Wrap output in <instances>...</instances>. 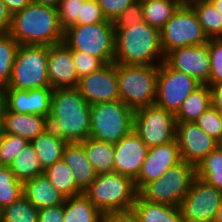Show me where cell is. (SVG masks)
Here are the masks:
<instances>
[{
	"label": "cell",
	"instance_id": "6da1fadb",
	"mask_svg": "<svg viewBox=\"0 0 222 222\" xmlns=\"http://www.w3.org/2000/svg\"><path fill=\"white\" fill-rule=\"evenodd\" d=\"M44 133L66 142L90 136V104L76 88L53 89L50 114L44 116Z\"/></svg>",
	"mask_w": 222,
	"mask_h": 222
},
{
	"label": "cell",
	"instance_id": "7a4b0ae2",
	"mask_svg": "<svg viewBox=\"0 0 222 222\" xmlns=\"http://www.w3.org/2000/svg\"><path fill=\"white\" fill-rule=\"evenodd\" d=\"M20 45H55L63 42L64 30L56 8L30 2L11 17L8 32Z\"/></svg>",
	"mask_w": 222,
	"mask_h": 222
},
{
	"label": "cell",
	"instance_id": "3957f363",
	"mask_svg": "<svg viewBox=\"0 0 222 222\" xmlns=\"http://www.w3.org/2000/svg\"><path fill=\"white\" fill-rule=\"evenodd\" d=\"M115 29L114 63L124 65H160L165 56L160 31L145 21Z\"/></svg>",
	"mask_w": 222,
	"mask_h": 222
},
{
	"label": "cell",
	"instance_id": "277c9868",
	"mask_svg": "<svg viewBox=\"0 0 222 222\" xmlns=\"http://www.w3.org/2000/svg\"><path fill=\"white\" fill-rule=\"evenodd\" d=\"M137 193L134 181L116 172L97 175L84 191L103 214L132 210Z\"/></svg>",
	"mask_w": 222,
	"mask_h": 222
},
{
	"label": "cell",
	"instance_id": "5b68a950",
	"mask_svg": "<svg viewBox=\"0 0 222 222\" xmlns=\"http://www.w3.org/2000/svg\"><path fill=\"white\" fill-rule=\"evenodd\" d=\"M120 100L132 110L155 104L158 66L117 64Z\"/></svg>",
	"mask_w": 222,
	"mask_h": 222
},
{
	"label": "cell",
	"instance_id": "8992f818",
	"mask_svg": "<svg viewBox=\"0 0 222 222\" xmlns=\"http://www.w3.org/2000/svg\"><path fill=\"white\" fill-rule=\"evenodd\" d=\"M63 42L71 49L99 58L104 64L114 63L115 29L112 21L72 25L64 30Z\"/></svg>",
	"mask_w": 222,
	"mask_h": 222
},
{
	"label": "cell",
	"instance_id": "52a82bcc",
	"mask_svg": "<svg viewBox=\"0 0 222 222\" xmlns=\"http://www.w3.org/2000/svg\"><path fill=\"white\" fill-rule=\"evenodd\" d=\"M134 110L121 100L90 105V136L117 143L133 130Z\"/></svg>",
	"mask_w": 222,
	"mask_h": 222
},
{
	"label": "cell",
	"instance_id": "ba28073f",
	"mask_svg": "<svg viewBox=\"0 0 222 222\" xmlns=\"http://www.w3.org/2000/svg\"><path fill=\"white\" fill-rule=\"evenodd\" d=\"M47 45H19L6 88L31 90L50 87Z\"/></svg>",
	"mask_w": 222,
	"mask_h": 222
},
{
	"label": "cell",
	"instance_id": "9c48e42d",
	"mask_svg": "<svg viewBox=\"0 0 222 222\" xmlns=\"http://www.w3.org/2000/svg\"><path fill=\"white\" fill-rule=\"evenodd\" d=\"M195 177L196 167L182 160L161 178L147 183L138 193L150 202L179 207Z\"/></svg>",
	"mask_w": 222,
	"mask_h": 222
},
{
	"label": "cell",
	"instance_id": "30bf717a",
	"mask_svg": "<svg viewBox=\"0 0 222 222\" xmlns=\"http://www.w3.org/2000/svg\"><path fill=\"white\" fill-rule=\"evenodd\" d=\"M160 38L164 56L175 49L189 45H203L209 40L199 23L197 14L188 4L180 5L160 30Z\"/></svg>",
	"mask_w": 222,
	"mask_h": 222
},
{
	"label": "cell",
	"instance_id": "8fae6325",
	"mask_svg": "<svg viewBox=\"0 0 222 222\" xmlns=\"http://www.w3.org/2000/svg\"><path fill=\"white\" fill-rule=\"evenodd\" d=\"M175 115L156 104L134 111V131L150 148L176 140Z\"/></svg>",
	"mask_w": 222,
	"mask_h": 222
},
{
	"label": "cell",
	"instance_id": "7c38bea8",
	"mask_svg": "<svg viewBox=\"0 0 222 222\" xmlns=\"http://www.w3.org/2000/svg\"><path fill=\"white\" fill-rule=\"evenodd\" d=\"M200 85L193 77L172 69L163 61L158 65L155 104L175 115L185 99Z\"/></svg>",
	"mask_w": 222,
	"mask_h": 222
},
{
	"label": "cell",
	"instance_id": "4fadbf2b",
	"mask_svg": "<svg viewBox=\"0 0 222 222\" xmlns=\"http://www.w3.org/2000/svg\"><path fill=\"white\" fill-rule=\"evenodd\" d=\"M222 203V191L197 176L179 206L185 222H213Z\"/></svg>",
	"mask_w": 222,
	"mask_h": 222
},
{
	"label": "cell",
	"instance_id": "5bb4252c",
	"mask_svg": "<svg viewBox=\"0 0 222 222\" xmlns=\"http://www.w3.org/2000/svg\"><path fill=\"white\" fill-rule=\"evenodd\" d=\"M77 88L90 105L120 100L117 64H105L99 70L82 77Z\"/></svg>",
	"mask_w": 222,
	"mask_h": 222
},
{
	"label": "cell",
	"instance_id": "9a60e30c",
	"mask_svg": "<svg viewBox=\"0 0 222 222\" xmlns=\"http://www.w3.org/2000/svg\"><path fill=\"white\" fill-rule=\"evenodd\" d=\"M176 140L181 159L195 167L218 147V142L195 122H177Z\"/></svg>",
	"mask_w": 222,
	"mask_h": 222
},
{
	"label": "cell",
	"instance_id": "2e32d148",
	"mask_svg": "<svg viewBox=\"0 0 222 222\" xmlns=\"http://www.w3.org/2000/svg\"><path fill=\"white\" fill-rule=\"evenodd\" d=\"M164 61L174 70L184 72L201 84L210 77V55L208 44L189 45L170 51Z\"/></svg>",
	"mask_w": 222,
	"mask_h": 222
},
{
	"label": "cell",
	"instance_id": "e0dca14e",
	"mask_svg": "<svg viewBox=\"0 0 222 222\" xmlns=\"http://www.w3.org/2000/svg\"><path fill=\"white\" fill-rule=\"evenodd\" d=\"M51 87L21 90L4 88L0 92V102L14 113H28L46 116L50 114Z\"/></svg>",
	"mask_w": 222,
	"mask_h": 222
},
{
	"label": "cell",
	"instance_id": "ac0fdd59",
	"mask_svg": "<svg viewBox=\"0 0 222 222\" xmlns=\"http://www.w3.org/2000/svg\"><path fill=\"white\" fill-rule=\"evenodd\" d=\"M181 161L177 140L150 147L140 174L134 181L137 192L147 183L161 178L169 168L177 165Z\"/></svg>",
	"mask_w": 222,
	"mask_h": 222
},
{
	"label": "cell",
	"instance_id": "d6986e66",
	"mask_svg": "<svg viewBox=\"0 0 222 222\" xmlns=\"http://www.w3.org/2000/svg\"><path fill=\"white\" fill-rule=\"evenodd\" d=\"M114 149V172L135 181L140 174L149 148L133 129L114 144Z\"/></svg>",
	"mask_w": 222,
	"mask_h": 222
},
{
	"label": "cell",
	"instance_id": "ffe728a7",
	"mask_svg": "<svg viewBox=\"0 0 222 222\" xmlns=\"http://www.w3.org/2000/svg\"><path fill=\"white\" fill-rule=\"evenodd\" d=\"M47 71L52 89L78 87L72 50L64 42L48 46Z\"/></svg>",
	"mask_w": 222,
	"mask_h": 222
},
{
	"label": "cell",
	"instance_id": "44dd1931",
	"mask_svg": "<svg viewBox=\"0 0 222 222\" xmlns=\"http://www.w3.org/2000/svg\"><path fill=\"white\" fill-rule=\"evenodd\" d=\"M44 116L14 113L0 102V131L20 136L29 142L44 132Z\"/></svg>",
	"mask_w": 222,
	"mask_h": 222
},
{
	"label": "cell",
	"instance_id": "7402d4cb",
	"mask_svg": "<svg viewBox=\"0 0 222 222\" xmlns=\"http://www.w3.org/2000/svg\"><path fill=\"white\" fill-rule=\"evenodd\" d=\"M62 159L71 168L77 186L84 192L94 181L97 174L87 159L81 142H67Z\"/></svg>",
	"mask_w": 222,
	"mask_h": 222
},
{
	"label": "cell",
	"instance_id": "603a6c76",
	"mask_svg": "<svg viewBox=\"0 0 222 222\" xmlns=\"http://www.w3.org/2000/svg\"><path fill=\"white\" fill-rule=\"evenodd\" d=\"M23 195L39 210L62 205L66 199L45 174L24 182Z\"/></svg>",
	"mask_w": 222,
	"mask_h": 222
},
{
	"label": "cell",
	"instance_id": "cb8c5ba5",
	"mask_svg": "<svg viewBox=\"0 0 222 222\" xmlns=\"http://www.w3.org/2000/svg\"><path fill=\"white\" fill-rule=\"evenodd\" d=\"M132 210L140 222H185L179 207L150 202L139 193Z\"/></svg>",
	"mask_w": 222,
	"mask_h": 222
},
{
	"label": "cell",
	"instance_id": "d4e9b609",
	"mask_svg": "<svg viewBox=\"0 0 222 222\" xmlns=\"http://www.w3.org/2000/svg\"><path fill=\"white\" fill-rule=\"evenodd\" d=\"M90 164L97 175L114 172L115 149L113 143L91 137L81 142Z\"/></svg>",
	"mask_w": 222,
	"mask_h": 222
},
{
	"label": "cell",
	"instance_id": "484cf974",
	"mask_svg": "<svg viewBox=\"0 0 222 222\" xmlns=\"http://www.w3.org/2000/svg\"><path fill=\"white\" fill-rule=\"evenodd\" d=\"M210 106H212L210 87L207 84H201L185 99L175 114V120L195 122Z\"/></svg>",
	"mask_w": 222,
	"mask_h": 222
},
{
	"label": "cell",
	"instance_id": "4316f807",
	"mask_svg": "<svg viewBox=\"0 0 222 222\" xmlns=\"http://www.w3.org/2000/svg\"><path fill=\"white\" fill-rule=\"evenodd\" d=\"M102 216L84 193L65 199L64 222H101Z\"/></svg>",
	"mask_w": 222,
	"mask_h": 222
},
{
	"label": "cell",
	"instance_id": "83f0119b",
	"mask_svg": "<svg viewBox=\"0 0 222 222\" xmlns=\"http://www.w3.org/2000/svg\"><path fill=\"white\" fill-rule=\"evenodd\" d=\"M44 174L65 198L84 193L77 186L71 168L63 159L47 167L44 170Z\"/></svg>",
	"mask_w": 222,
	"mask_h": 222
},
{
	"label": "cell",
	"instance_id": "f1b7e54d",
	"mask_svg": "<svg viewBox=\"0 0 222 222\" xmlns=\"http://www.w3.org/2000/svg\"><path fill=\"white\" fill-rule=\"evenodd\" d=\"M180 5L178 0H142L143 19L160 31Z\"/></svg>",
	"mask_w": 222,
	"mask_h": 222
},
{
	"label": "cell",
	"instance_id": "f546056e",
	"mask_svg": "<svg viewBox=\"0 0 222 222\" xmlns=\"http://www.w3.org/2000/svg\"><path fill=\"white\" fill-rule=\"evenodd\" d=\"M9 168L22 183L44 174L40 160L30 143L17 154Z\"/></svg>",
	"mask_w": 222,
	"mask_h": 222
},
{
	"label": "cell",
	"instance_id": "4dcf8cb0",
	"mask_svg": "<svg viewBox=\"0 0 222 222\" xmlns=\"http://www.w3.org/2000/svg\"><path fill=\"white\" fill-rule=\"evenodd\" d=\"M66 143L65 140L53 137L44 132L30 142L44 170L62 159Z\"/></svg>",
	"mask_w": 222,
	"mask_h": 222
},
{
	"label": "cell",
	"instance_id": "1f68e13d",
	"mask_svg": "<svg viewBox=\"0 0 222 222\" xmlns=\"http://www.w3.org/2000/svg\"><path fill=\"white\" fill-rule=\"evenodd\" d=\"M190 5L197 14L207 38H222V14L214 5L209 0L195 1Z\"/></svg>",
	"mask_w": 222,
	"mask_h": 222
},
{
	"label": "cell",
	"instance_id": "d6a6232c",
	"mask_svg": "<svg viewBox=\"0 0 222 222\" xmlns=\"http://www.w3.org/2000/svg\"><path fill=\"white\" fill-rule=\"evenodd\" d=\"M196 176L222 191V151H211L196 167Z\"/></svg>",
	"mask_w": 222,
	"mask_h": 222
},
{
	"label": "cell",
	"instance_id": "836d02e7",
	"mask_svg": "<svg viewBox=\"0 0 222 222\" xmlns=\"http://www.w3.org/2000/svg\"><path fill=\"white\" fill-rule=\"evenodd\" d=\"M19 45L9 33H0V92L10 81Z\"/></svg>",
	"mask_w": 222,
	"mask_h": 222
},
{
	"label": "cell",
	"instance_id": "e575fe53",
	"mask_svg": "<svg viewBox=\"0 0 222 222\" xmlns=\"http://www.w3.org/2000/svg\"><path fill=\"white\" fill-rule=\"evenodd\" d=\"M39 209L24 195L2 209L1 222H38Z\"/></svg>",
	"mask_w": 222,
	"mask_h": 222
},
{
	"label": "cell",
	"instance_id": "d590c367",
	"mask_svg": "<svg viewBox=\"0 0 222 222\" xmlns=\"http://www.w3.org/2000/svg\"><path fill=\"white\" fill-rule=\"evenodd\" d=\"M23 195V183L20 182L9 166H0V208L11 205Z\"/></svg>",
	"mask_w": 222,
	"mask_h": 222
},
{
	"label": "cell",
	"instance_id": "8d00e7d4",
	"mask_svg": "<svg viewBox=\"0 0 222 222\" xmlns=\"http://www.w3.org/2000/svg\"><path fill=\"white\" fill-rule=\"evenodd\" d=\"M29 143L20 136L0 131V166H9Z\"/></svg>",
	"mask_w": 222,
	"mask_h": 222
},
{
	"label": "cell",
	"instance_id": "74e56055",
	"mask_svg": "<svg viewBox=\"0 0 222 222\" xmlns=\"http://www.w3.org/2000/svg\"><path fill=\"white\" fill-rule=\"evenodd\" d=\"M207 44L210 55L208 85L222 84V38L209 39Z\"/></svg>",
	"mask_w": 222,
	"mask_h": 222
},
{
	"label": "cell",
	"instance_id": "f35d334b",
	"mask_svg": "<svg viewBox=\"0 0 222 222\" xmlns=\"http://www.w3.org/2000/svg\"><path fill=\"white\" fill-rule=\"evenodd\" d=\"M214 140L219 142L222 139V125L220 123L219 111L210 106L195 121Z\"/></svg>",
	"mask_w": 222,
	"mask_h": 222
},
{
	"label": "cell",
	"instance_id": "ab89813d",
	"mask_svg": "<svg viewBox=\"0 0 222 222\" xmlns=\"http://www.w3.org/2000/svg\"><path fill=\"white\" fill-rule=\"evenodd\" d=\"M85 0H60L57 7L59 23L63 30L75 25L80 16L81 4Z\"/></svg>",
	"mask_w": 222,
	"mask_h": 222
},
{
	"label": "cell",
	"instance_id": "60d3db41",
	"mask_svg": "<svg viewBox=\"0 0 222 222\" xmlns=\"http://www.w3.org/2000/svg\"><path fill=\"white\" fill-rule=\"evenodd\" d=\"M72 57L79 79L99 70L105 65L99 58L82 51L72 50Z\"/></svg>",
	"mask_w": 222,
	"mask_h": 222
},
{
	"label": "cell",
	"instance_id": "b9f144b4",
	"mask_svg": "<svg viewBox=\"0 0 222 222\" xmlns=\"http://www.w3.org/2000/svg\"><path fill=\"white\" fill-rule=\"evenodd\" d=\"M143 21L142 0H136L113 19L112 24L114 28H126Z\"/></svg>",
	"mask_w": 222,
	"mask_h": 222
},
{
	"label": "cell",
	"instance_id": "7bdbcfd3",
	"mask_svg": "<svg viewBox=\"0 0 222 222\" xmlns=\"http://www.w3.org/2000/svg\"><path fill=\"white\" fill-rule=\"evenodd\" d=\"M106 21L97 0H85L81 4L80 16L75 25L96 24Z\"/></svg>",
	"mask_w": 222,
	"mask_h": 222
},
{
	"label": "cell",
	"instance_id": "ee69618b",
	"mask_svg": "<svg viewBox=\"0 0 222 222\" xmlns=\"http://www.w3.org/2000/svg\"><path fill=\"white\" fill-rule=\"evenodd\" d=\"M136 0H97L106 20L113 21Z\"/></svg>",
	"mask_w": 222,
	"mask_h": 222
},
{
	"label": "cell",
	"instance_id": "f6af8a7d",
	"mask_svg": "<svg viewBox=\"0 0 222 222\" xmlns=\"http://www.w3.org/2000/svg\"><path fill=\"white\" fill-rule=\"evenodd\" d=\"M64 204L39 210L38 222H64Z\"/></svg>",
	"mask_w": 222,
	"mask_h": 222
},
{
	"label": "cell",
	"instance_id": "bcb514c9",
	"mask_svg": "<svg viewBox=\"0 0 222 222\" xmlns=\"http://www.w3.org/2000/svg\"><path fill=\"white\" fill-rule=\"evenodd\" d=\"M101 222H140L133 210L123 212H110L102 216Z\"/></svg>",
	"mask_w": 222,
	"mask_h": 222
},
{
	"label": "cell",
	"instance_id": "7dc6e473",
	"mask_svg": "<svg viewBox=\"0 0 222 222\" xmlns=\"http://www.w3.org/2000/svg\"><path fill=\"white\" fill-rule=\"evenodd\" d=\"M12 15L8 12L5 4L0 0V33H8L11 26Z\"/></svg>",
	"mask_w": 222,
	"mask_h": 222
},
{
	"label": "cell",
	"instance_id": "c3c4849f",
	"mask_svg": "<svg viewBox=\"0 0 222 222\" xmlns=\"http://www.w3.org/2000/svg\"><path fill=\"white\" fill-rule=\"evenodd\" d=\"M211 90V102L212 106L218 110L222 111V84L209 85Z\"/></svg>",
	"mask_w": 222,
	"mask_h": 222
},
{
	"label": "cell",
	"instance_id": "681fc988",
	"mask_svg": "<svg viewBox=\"0 0 222 222\" xmlns=\"http://www.w3.org/2000/svg\"><path fill=\"white\" fill-rule=\"evenodd\" d=\"M1 1L5 4L8 12L11 15L23 10L31 2V0H1Z\"/></svg>",
	"mask_w": 222,
	"mask_h": 222
},
{
	"label": "cell",
	"instance_id": "f907efd6",
	"mask_svg": "<svg viewBox=\"0 0 222 222\" xmlns=\"http://www.w3.org/2000/svg\"><path fill=\"white\" fill-rule=\"evenodd\" d=\"M32 2L56 8L59 6L60 0H31Z\"/></svg>",
	"mask_w": 222,
	"mask_h": 222
},
{
	"label": "cell",
	"instance_id": "816d5d0a",
	"mask_svg": "<svg viewBox=\"0 0 222 222\" xmlns=\"http://www.w3.org/2000/svg\"><path fill=\"white\" fill-rule=\"evenodd\" d=\"M214 7L222 14V0H209Z\"/></svg>",
	"mask_w": 222,
	"mask_h": 222
},
{
	"label": "cell",
	"instance_id": "f5cc1de1",
	"mask_svg": "<svg viewBox=\"0 0 222 222\" xmlns=\"http://www.w3.org/2000/svg\"><path fill=\"white\" fill-rule=\"evenodd\" d=\"M213 222H222V203L215 214Z\"/></svg>",
	"mask_w": 222,
	"mask_h": 222
},
{
	"label": "cell",
	"instance_id": "db71d44e",
	"mask_svg": "<svg viewBox=\"0 0 222 222\" xmlns=\"http://www.w3.org/2000/svg\"><path fill=\"white\" fill-rule=\"evenodd\" d=\"M181 4H188L190 5L192 2L199 1V0H178Z\"/></svg>",
	"mask_w": 222,
	"mask_h": 222
},
{
	"label": "cell",
	"instance_id": "11a10c76",
	"mask_svg": "<svg viewBox=\"0 0 222 222\" xmlns=\"http://www.w3.org/2000/svg\"><path fill=\"white\" fill-rule=\"evenodd\" d=\"M219 118H220V123L222 125V111H219Z\"/></svg>",
	"mask_w": 222,
	"mask_h": 222
},
{
	"label": "cell",
	"instance_id": "9f6ffc18",
	"mask_svg": "<svg viewBox=\"0 0 222 222\" xmlns=\"http://www.w3.org/2000/svg\"><path fill=\"white\" fill-rule=\"evenodd\" d=\"M218 147L221 149L222 151V139L218 142Z\"/></svg>",
	"mask_w": 222,
	"mask_h": 222
},
{
	"label": "cell",
	"instance_id": "6f0895ef",
	"mask_svg": "<svg viewBox=\"0 0 222 222\" xmlns=\"http://www.w3.org/2000/svg\"><path fill=\"white\" fill-rule=\"evenodd\" d=\"M1 213H2V209L0 208V222H1Z\"/></svg>",
	"mask_w": 222,
	"mask_h": 222
}]
</instances>
